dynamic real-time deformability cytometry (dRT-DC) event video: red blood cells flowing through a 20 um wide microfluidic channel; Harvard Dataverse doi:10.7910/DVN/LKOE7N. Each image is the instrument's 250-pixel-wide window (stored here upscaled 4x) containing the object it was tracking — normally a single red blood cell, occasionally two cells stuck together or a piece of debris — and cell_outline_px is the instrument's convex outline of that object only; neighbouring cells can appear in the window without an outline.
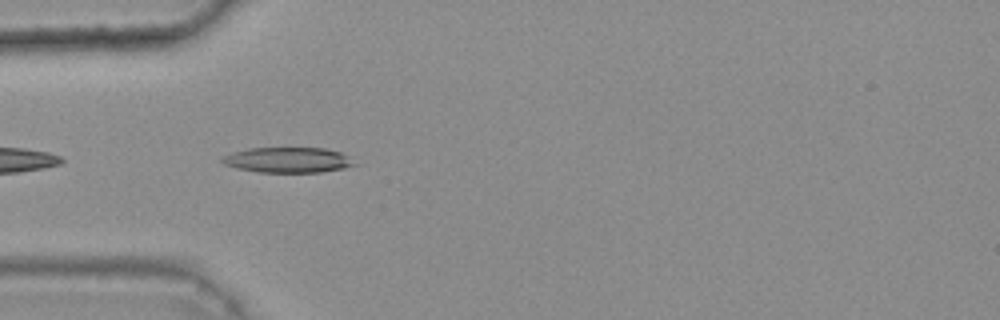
{"species": "common noctule bat (a hibernating species)", "species_latin": "Nyctalus noctula", "temperature_condition": "warm", "stored_images_in_passage": 4, "camera_frame_rate_fps": 3000, "um_per_image_px": 0.085, "animal": {"sex": "female", "body_mass_g": 25.1}, "frame": {"image": 1, "passage_image": 2, "time_ms": 0.333, "image_size_px": [1000, 320], "cell_outline_px": [[360, 164], [344, 168], [320, 172], [260, 172], [236, 168], [224, 164], [220, 160], [220, 156], [232, 152], [248, 148], [324, 148], [340, 152], [348, 156]], "centroid_in_image_um": [24.46, 13.59], "position_along_channel_um": 60.5, "area_um2": 19.71}}